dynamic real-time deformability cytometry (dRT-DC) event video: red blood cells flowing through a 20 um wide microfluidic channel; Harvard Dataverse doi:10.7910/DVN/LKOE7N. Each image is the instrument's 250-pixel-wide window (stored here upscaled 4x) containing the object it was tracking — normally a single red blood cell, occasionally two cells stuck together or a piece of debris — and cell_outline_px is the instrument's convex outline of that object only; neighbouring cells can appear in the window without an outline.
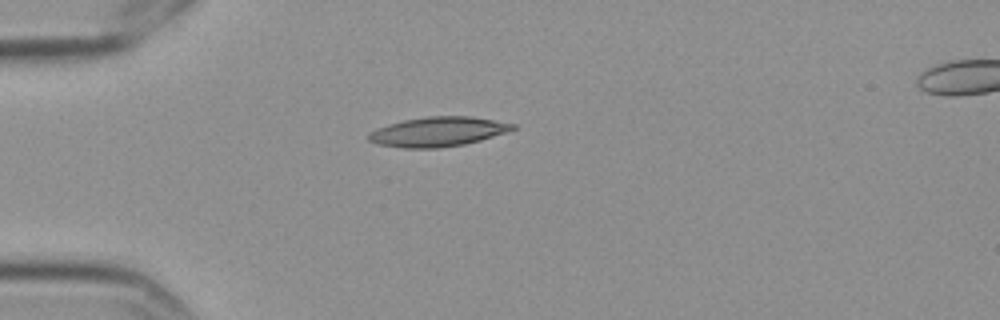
{"species": "Egyptian fruit bat (a non-hibernating species)", "species_latin": "Rousettus aegyptiacus", "temperature_condition": "cold", "stored_images_in_passage": 3, "camera_frame_rate_fps": 3000, "um_per_image_px": 0.085, "frame": {"image": 1, "passage_image": 1, "time_ms": 0.0, "image_size_px": [1000, 320], "cell_outline_px": [[516, 128], [480, 140], [464, 144], [436, 148], [404, 148], [380, 144], [368, 140], [368, 132], [376, 128], [388, 124], [404, 120], [428, 116], [472, 116], [516, 124]], "centroid_in_image_um": [37.19, 11.18], "position_along_channel_um": 47.8, "area_um2": 24.62}}
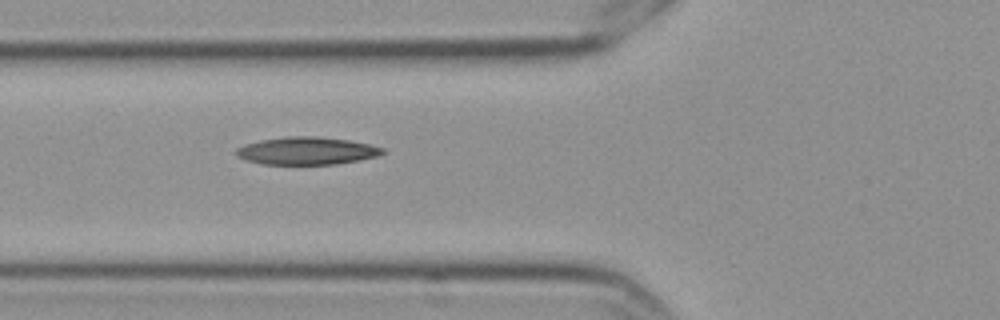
{"frame": {"image": 2, "passage_image": 3, "time_ms": 0.667, "image_size_px": [1000, 320], "cell_outline_px": [[388, 152], [376, 156], [360, 160], [336, 164], [264, 164], [248, 160], [236, 156], [236, 148], [244, 144], [260, 140], [284, 136], [320, 136], [348, 140], [368, 144], [384, 148]], "centroid_in_image_um": [26.08, 12.81], "position_along_channel_um": 99.7, "area_um2": 23.64}}